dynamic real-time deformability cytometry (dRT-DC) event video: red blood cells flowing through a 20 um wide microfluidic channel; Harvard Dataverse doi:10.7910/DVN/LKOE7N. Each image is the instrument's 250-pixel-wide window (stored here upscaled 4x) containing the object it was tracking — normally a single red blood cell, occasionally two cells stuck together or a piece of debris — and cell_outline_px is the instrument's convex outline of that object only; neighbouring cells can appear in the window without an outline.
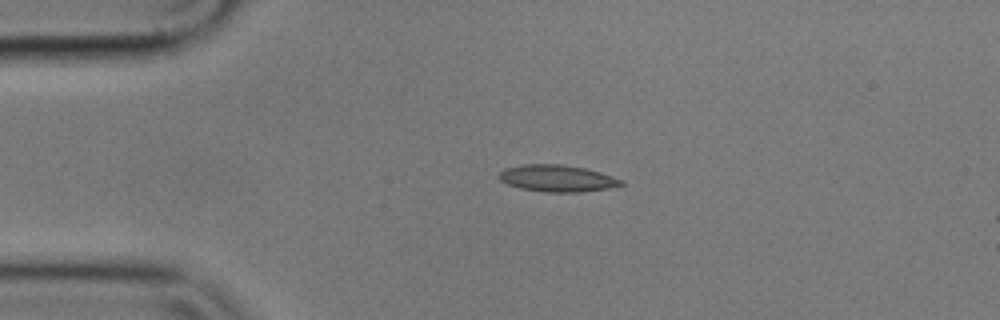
{"species": "common noctule bat (a hibernating species)", "species_latin": "Nyctalus noctula", "temperature_condition": "cold", "stored_images_in_passage": 45, "camera_frame_rate_fps": 3000, "um_per_image_px": 0.085, "animal": {"sex": "male", "body_mass_g": 17.9}, "frame": {"image": 1, "passage_image": 1, "time_ms": 0.0, "image_size_px": [1000, 320], "cell_outline_px": [[624, 184], [608, 188], [580, 192], [548, 192], [520, 188], [508, 184], [500, 180], [496, 176], [504, 168], [524, 164], [560, 164], [584, 168], [600, 172], [624, 180]], "centroid_in_image_um": [47.34, 15.15], "position_along_channel_um": 37.7, "area_um2": 19.02}}
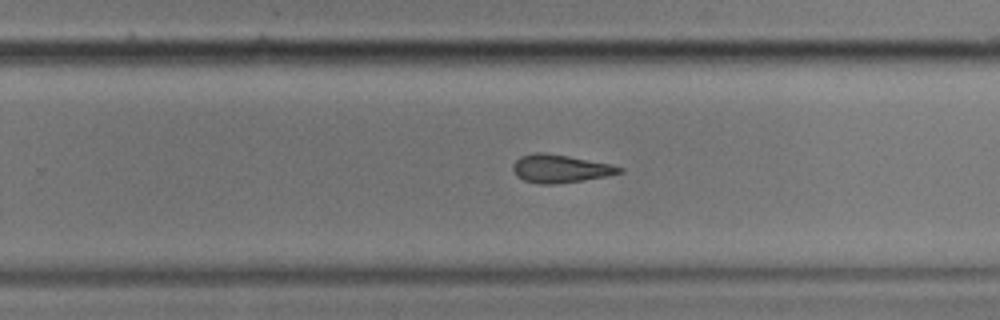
{"frame": {"image": 2, "passage_image": 24, "time_ms": 7.667, "image_size_px": [1000, 320], "cell_outline_px": [[624, 172], [608, 176], [556, 184], [540, 184], [524, 180], [516, 176], [512, 168], [512, 164], [520, 156], [536, 152], [544, 152], [568, 156], [612, 164], [624, 168]], "centroid_in_image_um": [47.63, 14.33], "position_along_channel_um": 282.2, "area_um2": 17.51}}
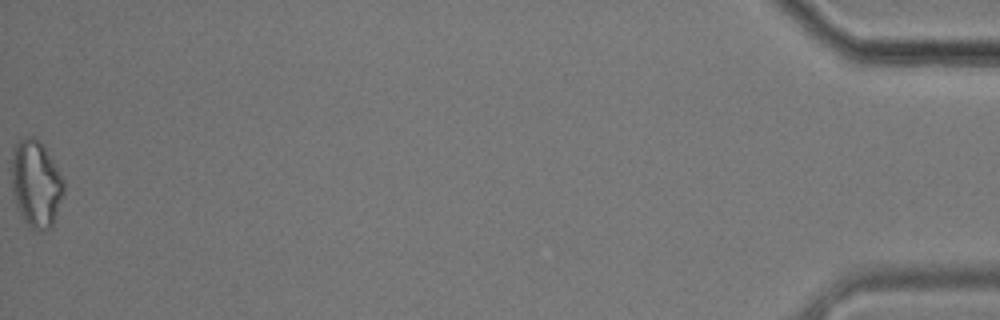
{"frame": {"image": 3, "passage_image": 45, "time_ms": 14.667, "image_size_px": [1000, 320], "cell_outline_px": [[64, 192], [52, 228], [32, 228], [28, 224], [20, 212], [16, 204], [12, 192], [12, 148], [24, 136], [32, 136], [40, 140], [64, 180]], "centroid_in_image_um": [3.06, 15.57], "position_along_channel_um": 432.1, "area_um2": 26.13}, "authors_computed_cell_mechanics": {"area_um2": 18.496, "velocity_mm_per_s": 3.5543, "shape_relaxation_time_tau1_ms": 4.6118, "shape_relaxation_time_tau2_ms": 2.1652, "deformation_change_tau1": 0.1185, "deformation_change_tau2": 0.0927}}